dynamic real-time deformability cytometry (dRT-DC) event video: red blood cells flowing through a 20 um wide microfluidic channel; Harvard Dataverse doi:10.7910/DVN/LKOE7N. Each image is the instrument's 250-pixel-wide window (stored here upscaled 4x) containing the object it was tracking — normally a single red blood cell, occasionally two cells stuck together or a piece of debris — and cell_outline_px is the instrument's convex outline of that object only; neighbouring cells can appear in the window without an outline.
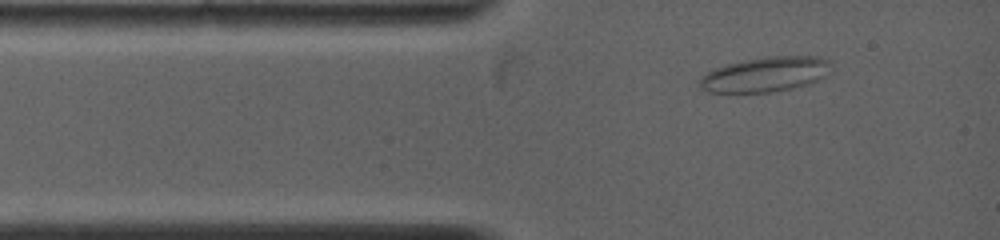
{"species": "common noctule bat (a hibernating species)", "species_latin": "Nyctalus noctula", "temperature_condition": "warm", "stored_images_in_passage": 24, "camera_frame_rate_fps": 5000, "um_per_image_px": 0.085, "animal": {"sex": "female", "body_mass_g": 19.0, "forearm_length_mm": 53.3}, "frame": {"image": 1, "passage_image": 1, "time_ms": 0.0, "image_size_px": [1000, 240], "cell_outline_px": [[832, 72], [808, 84], [792, 88], [772, 92], [708, 92], [700, 88], [696, 84], [712, 68], [724, 64], [768, 56], [820, 56], [828, 60], [832, 64]], "centroid_in_image_um": [65.07, 6.31], "position_along_channel_um": 19.9, "area_um2": 26.93}}
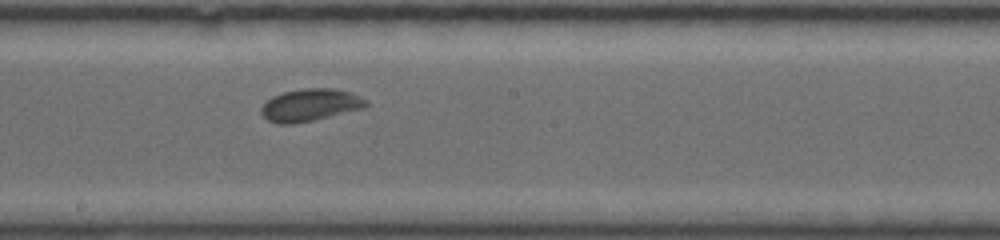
{"frame": {"image": 2, "passage_image": 11, "time_ms": 5.6, "image_size_px": [1000, 240], "cell_outline_px": [[368, 104], [364, 108], [312, 120], [292, 124], [280, 124], [268, 120], [260, 112], [260, 108], [272, 96], [284, 92], [304, 88], [332, 88], [348, 92], [360, 96], [368, 100]], "centroid_in_image_um": [26.36, 8.92], "position_along_channel_um": 221.8, "area_um2": 19.54}}
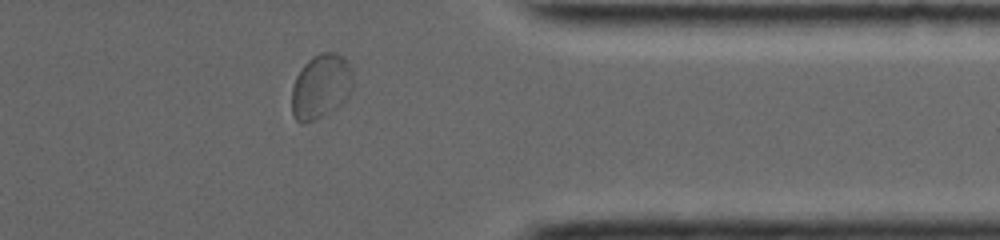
{"frame": {"image": 3, "passage_image": 21, "time_ms": 10.0, "image_size_px": [1000, 240], "cell_outline_px": [[352, 88], [348, 96], [336, 108], [304, 124], [300, 124], [296, 120], [292, 112], [292, 88], [296, 76], [304, 64], [312, 56], [320, 52], [336, 52], [352, 68]], "centroid_in_image_um": [27.26, 7.34], "position_along_channel_um": 384.1, "area_um2": 22.83}, "authors_computed_cell_mechanics": {"area_um2": 19.5653, "velocity_mm_per_s": 3.9176, "shape_relaxation_time_tau1_ms": 6.3374, "shape_relaxation_time_tau2_ms": 0.9813, "deformation_change_tau1": 0.117, "deformation_change_tau2": 0.0353}}